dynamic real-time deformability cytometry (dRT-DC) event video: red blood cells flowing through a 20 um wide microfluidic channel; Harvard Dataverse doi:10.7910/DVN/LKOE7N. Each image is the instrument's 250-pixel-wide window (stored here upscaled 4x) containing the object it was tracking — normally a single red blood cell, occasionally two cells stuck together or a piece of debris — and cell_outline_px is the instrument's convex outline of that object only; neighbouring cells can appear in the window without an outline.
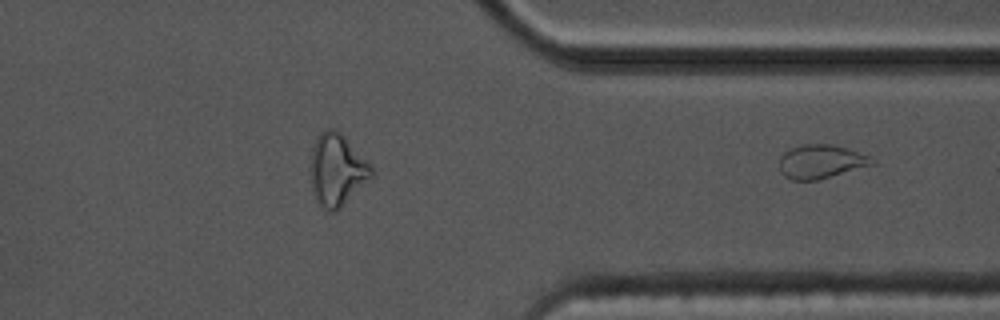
{"species": "common noctule bat (a hibernating species)", "species_latin": "Nyctalus noctula", "temperature_condition": "cold", "stored_images_in_passage": 42, "segment_of_instrument_passage": [2, 2], "camera_frame_rate_fps": 3000, "um_per_image_px": 0.085, "animal": {"sex": "male", "body_mass_g": 17.5, "forearm_length_mm": 52.3}, "frame": {"image": 1, "passage_image": 42, "time_ms": 13.667, "image_size_px": [1000, 320], "cell_outline_px": [[876, 164], [816, 180], [792, 180], [784, 176], [780, 172], [780, 156], [784, 152], [792, 148], [804, 144], [832, 144], [848, 148], [872, 156], [876, 160]], "centroid_in_image_um": [69.82, 13.73], "position_along_channel_um": 341.6, "area_um2": 18.38}}